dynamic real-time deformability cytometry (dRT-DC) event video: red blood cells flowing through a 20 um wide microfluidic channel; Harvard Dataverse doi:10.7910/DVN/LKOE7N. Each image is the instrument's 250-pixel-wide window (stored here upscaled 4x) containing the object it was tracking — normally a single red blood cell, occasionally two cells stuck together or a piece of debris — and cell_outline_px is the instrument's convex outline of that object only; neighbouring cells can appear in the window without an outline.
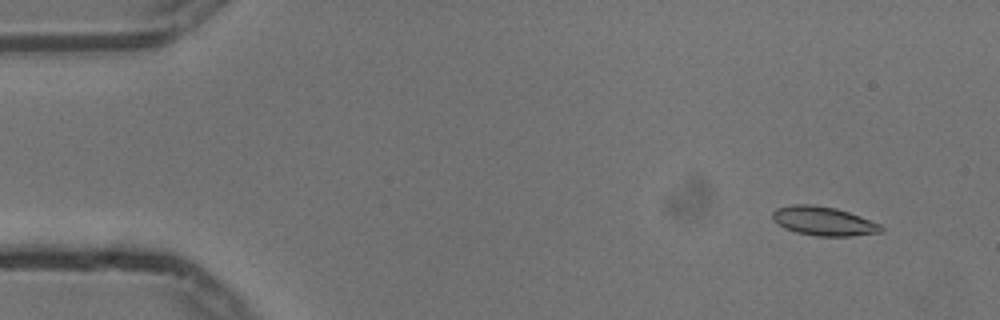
{"species": "common noctule bat (a hibernating species)", "species_latin": "Nyctalus noctula", "temperature_condition": "cold", "stored_images_in_passage": 56, "camera_frame_rate_fps": 3000, "um_per_image_px": 0.085, "animal": {"sex": "male", "body_mass_g": 13.3}, "frame": {"image": 1, "passage_image": 5, "time_ms": 1.333, "image_size_px": [1000, 320], "cell_outline_px": [[884, 232], [852, 236], [816, 236], [796, 232], [784, 228], [772, 220], [772, 212], [776, 208], [792, 204], [812, 204], [836, 208], [860, 216], [880, 224], [884, 228]], "centroid_in_image_um": [69.99, 18.79], "position_along_channel_um": 15.0, "area_um2": 18.5}}
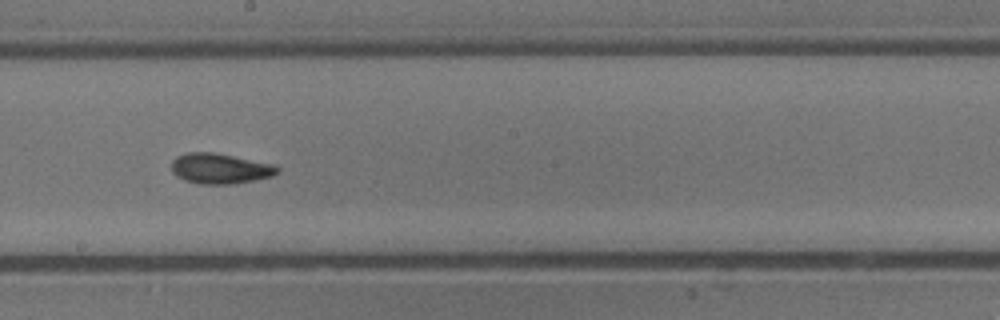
{"frame": {"image": 2, "passage_image": 31, "time_ms": 10.0, "image_size_px": [1000, 320], "cell_outline_px": [[280, 172], [272, 176], [236, 184], [200, 184], [184, 180], [176, 176], [172, 172], [172, 160], [176, 156], [188, 152], [216, 152], [276, 164], [280, 168]], "centroid_in_image_um": [18.74, 14.32], "position_along_channel_um": 229.5, "area_um2": 19.13}}
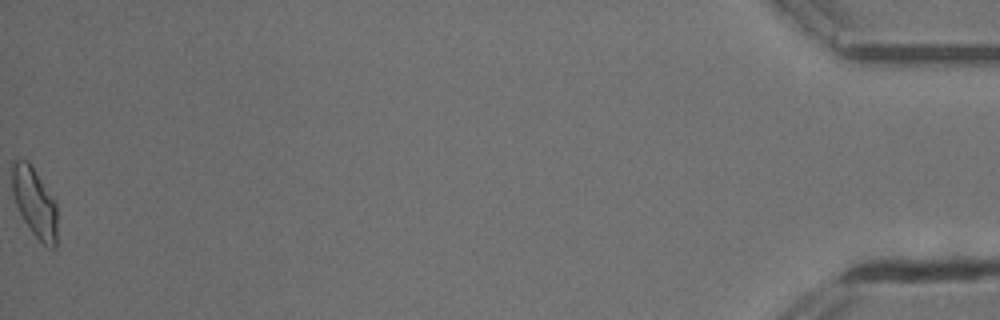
{"frame": {"image": 3, "passage_image": 56, "time_ms": 18.333, "image_size_px": [1000, 320], "cell_outline_px": [[56, 248], [48, 248], [32, 232], [24, 220], [16, 204], [12, 192], [12, 164], [16, 160], [28, 160], [32, 164], [56, 200]], "centroid_in_image_um": [2.96, 17.17], "position_along_channel_um": 432.2, "area_um2": 18.32}, "authors_computed_cell_mechanics": {"area_um2": 17.9758, "velocity_mm_per_s": 3.7268, "shape_relaxation_time_tau1_ms": 3.6513, "shape_relaxation_time_tau2_ms": 2.1328, "deformation_change_tau1": 0.1352, "deformation_change_tau2": 0.0758}}